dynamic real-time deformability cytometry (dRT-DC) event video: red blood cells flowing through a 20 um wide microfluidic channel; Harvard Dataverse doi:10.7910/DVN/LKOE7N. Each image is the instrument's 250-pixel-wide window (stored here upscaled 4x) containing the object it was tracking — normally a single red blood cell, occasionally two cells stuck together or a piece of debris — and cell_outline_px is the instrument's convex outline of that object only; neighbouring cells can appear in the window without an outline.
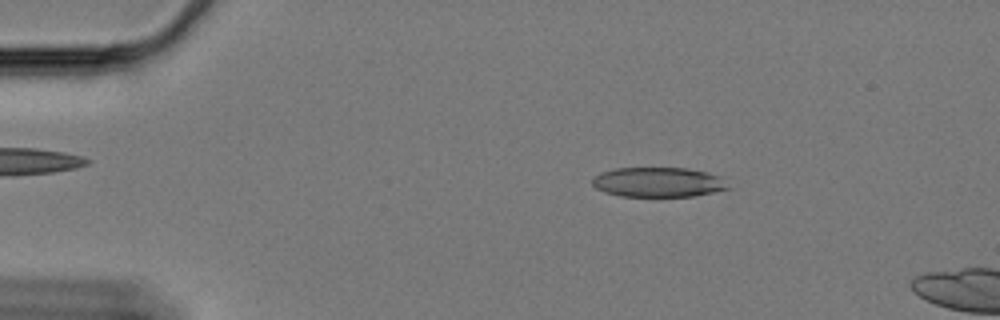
{"species": "Egyptian fruit bat (a non-hibernating species)", "species_latin": "Rousettus aegyptiacus", "temperature_condition": "cold", "stored_images_in_passage": 53, "camera_frame_rate_fps": 3000, "um_per_image_px": 0.085, "animal": {"sex": "female"}, "frame": {"image": 1, "passage_image": 4, "time_ms": 1.0, "image_size_px": [1000, 320], "cell_outline_px": [[732, 188], [692, 196], [620, 196], [604, 192], [596, 188], [592, 184], [592, 176], [600, 172], [612, 168], [688, 168], [708, 172], [720, 176]], "centroid_in_image_um": [55.93, 15.47], "position_along_channel_um": 29.1, "area_um2": 23.76}}
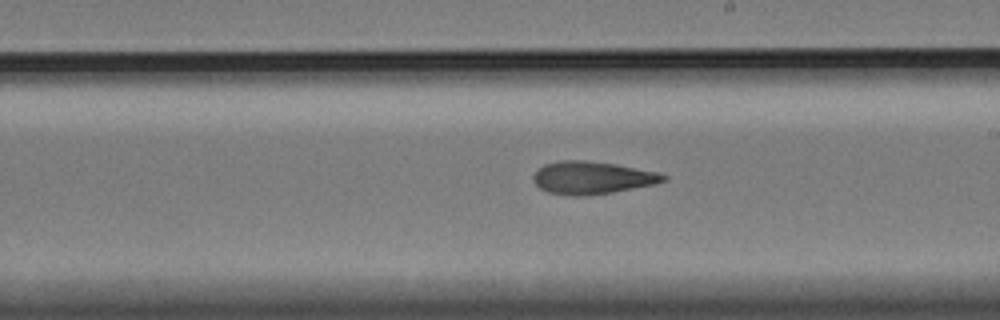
{"frame": {"image": 2, "passage_image": 28, "time_ms": 9.0, "image_size_px": [1000, 320], "cell_outline_px": [[668, 180], [656, 184], [612, 192], [580, 196], [572, 196], [548, 192], [540, 188], [532, 180], [532, 176], [544, 164], [564, 160], [584, 160], [616, 164], [660, 172], [668, 176]], "centroid_in_image_um": [50.37, 15.1], "position_along_channel_um": 238.6, "area_um2": 24.8}}
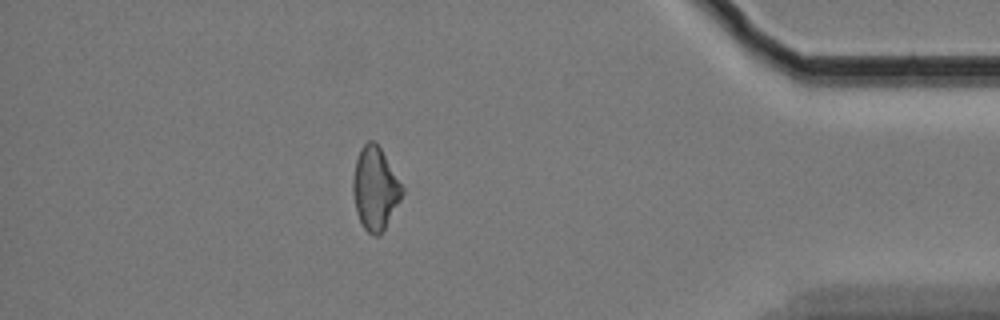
{"frame": {"image": 3, "passage_image": 46, "time_ms": 15.0, "image_size_px": [1000, 320], "cell_outline_px": [[404, 192], [400, 200], [380, 236], [372, 236], [364, 228], [356, 212], [352, 192], [352, 180], [356, 160], [360, 148], [368, 140], [372, 140], [380, 148], [404, 188]], "centroid_in_image_um": [31.87, 16.04], "position_along_channel_um": 403.3, "area_um2": 23.58}}